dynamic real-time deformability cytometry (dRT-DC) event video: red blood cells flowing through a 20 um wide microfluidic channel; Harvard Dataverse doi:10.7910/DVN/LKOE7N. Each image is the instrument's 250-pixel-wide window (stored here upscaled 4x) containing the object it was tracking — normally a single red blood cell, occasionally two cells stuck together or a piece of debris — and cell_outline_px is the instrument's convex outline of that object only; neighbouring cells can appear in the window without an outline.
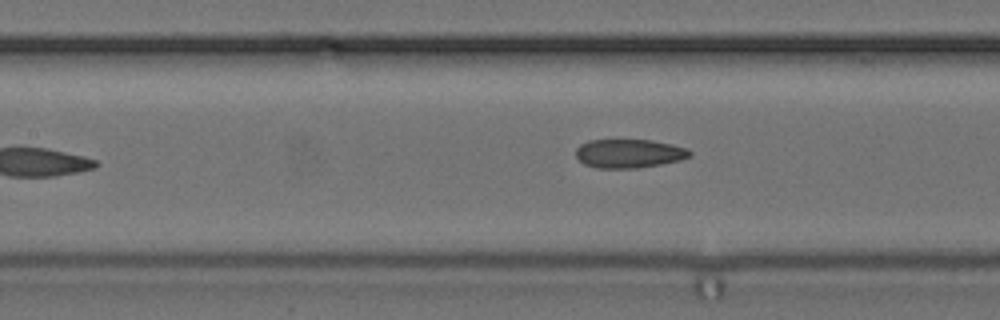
{"species": "common noctule bat (a hibernating species)", "species_latin": "Nyctalus noctula", "temperature_condition": "cold", "stored_images_in_passage": 7, "camera_frame_rate_fps": 3000, "um_per_image_px": 0.085, "animal": {"sex": "female", "body_mass_g": 24.6, "forearm_length_mm": 56.2}, "frame": {"image": 1, "passage_image": 7, "time_ms": 7.0, "image_size_px": [1000, 320], "cell_outline_px": [[692, 156], [680, 160], [660, 164], [636, 168], [596, 168], [584, 164], [576, 156], [576, 148], [580, 144], [588, 140], [652, 140], [672, 144], [688, 148], [692, 152]], "centroid_in_image_um": [53.48, 13.04], "position_along_channel_um": 153.9, "area_um2": 19.19}}